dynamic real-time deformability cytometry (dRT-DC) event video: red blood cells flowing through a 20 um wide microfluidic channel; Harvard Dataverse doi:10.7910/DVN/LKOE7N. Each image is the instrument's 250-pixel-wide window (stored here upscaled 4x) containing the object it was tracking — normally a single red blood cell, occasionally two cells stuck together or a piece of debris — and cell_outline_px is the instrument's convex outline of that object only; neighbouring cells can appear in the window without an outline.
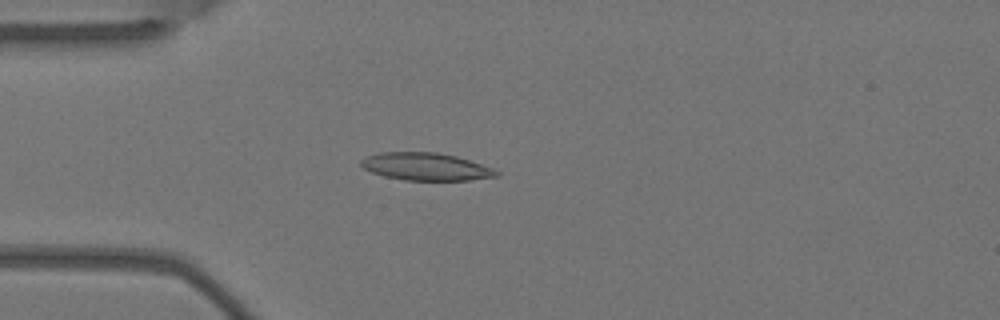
{"species": "Egyptian fruit bat (a non-hibernating species)", "species_latin": "Rousettus aegyptiacus", "temperature_condition": "warm", "stored_images_in_passage": 6, "camera_frame_rate_fps": 3000, "um_per_image_px": 0.085, "animal": {"sex": "female"}, "frame": {"image": 1, "passage_image": 5, "time_ms": 1.333, "image_size_px": [1000, 320], "cell_outline_px": [[500, 176], [468, 180], [404, 180], [384, 176], [372, 172], [364, 168], [360, 164], [360, 160], [368, 156], [380, 152], [436, 152], [456, 156], [492, 168], [500, 172]], "centroid_in_image_um": [36.2, 14.16], "position_along_channel_um": 48.8, "area_um2": 21.62}}